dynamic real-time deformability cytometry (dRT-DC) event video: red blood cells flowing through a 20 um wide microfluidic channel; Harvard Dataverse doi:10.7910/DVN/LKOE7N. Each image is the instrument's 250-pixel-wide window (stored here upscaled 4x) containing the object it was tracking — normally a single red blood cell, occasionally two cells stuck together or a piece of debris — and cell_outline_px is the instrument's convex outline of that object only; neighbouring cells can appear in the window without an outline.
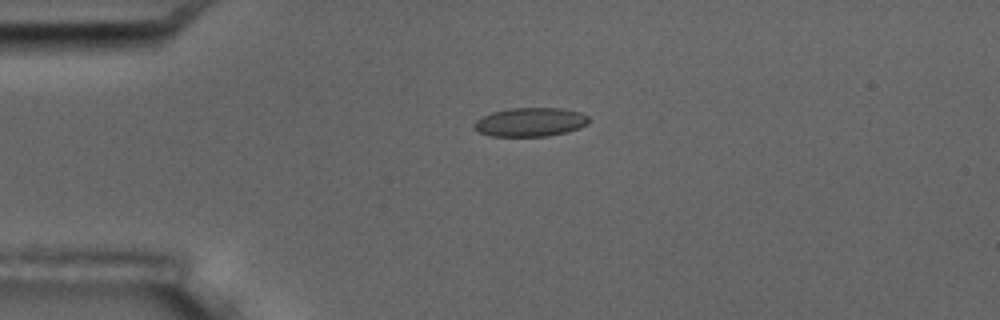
{"species": "common noctule bat (a hibernating species)", "species_latin": "Nyctalus noctula", "temperature_condition": "room temperature", "stored_images_in_passage": 4, "camera_frame_rate_fps": 3000, "um_per_image_px": 0.085, "animal": {"sex": "male", "body_mass_g": 17.5, "forearm_length_mm": 52.3}, "frame": {"image": 1, "passage_image": 2, "time_ms": 1.0, "image_size_px": [1000, 320], "cell_outline_px": [[588, 124], [580, 128], [568, 132], [548, 136], [488, 136], [472, 128], [472, 124], [476, 120], [492, 112], [508, 108], [564, 108], [580, 112], [588, 116]], "centroid_in_image_um": [45.07, 10.38], "position_along_channel_um": 39.9, "area_um2": 19.48}}